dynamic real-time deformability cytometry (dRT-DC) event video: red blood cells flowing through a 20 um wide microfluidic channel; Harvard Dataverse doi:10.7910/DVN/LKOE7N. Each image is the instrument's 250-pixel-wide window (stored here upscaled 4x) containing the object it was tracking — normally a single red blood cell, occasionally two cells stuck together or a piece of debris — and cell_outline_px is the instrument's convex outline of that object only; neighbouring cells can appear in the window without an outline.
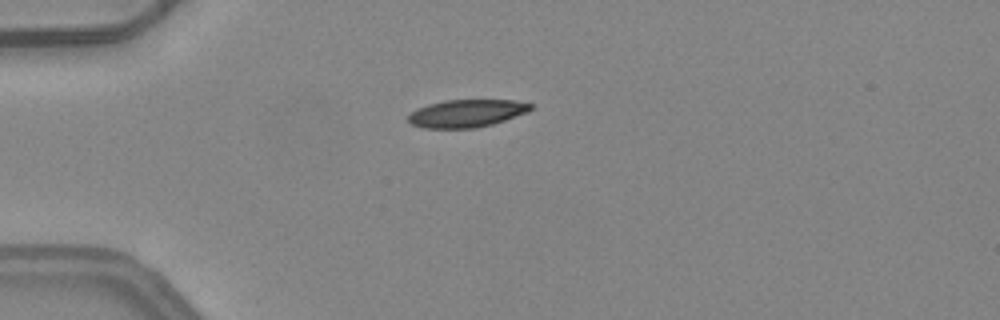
{"species": "common noctule bat (a hibernating species)", "species_latin": "Nyctalus noctula", "temperature_condition": "warm", "stored_images_in_passage": 4, "camera_frame_rate_fps": 3000, "um_per_image_px": 0.085, "animal": {"sex": "female", "body_mass_g": 24.6, "forearm_length_mm": 56.2}, "frame": {"image": 1, "passage_image": 1, "time_ms": 0.0, "image_size_px": [1000, 320], "cell_outline_px": [[532, 108], [528, 112], [492, 124], [476, 128], [424, 128], [412, 124], [408, 120], [408, 116], [412, 112], [428, 104], [444, 100], [516, 100], [532, 104]], "centroid_in_image_um": [39.68, 9.63], "position_along_channel_um": 45.3, "area_um2": 19.59}}